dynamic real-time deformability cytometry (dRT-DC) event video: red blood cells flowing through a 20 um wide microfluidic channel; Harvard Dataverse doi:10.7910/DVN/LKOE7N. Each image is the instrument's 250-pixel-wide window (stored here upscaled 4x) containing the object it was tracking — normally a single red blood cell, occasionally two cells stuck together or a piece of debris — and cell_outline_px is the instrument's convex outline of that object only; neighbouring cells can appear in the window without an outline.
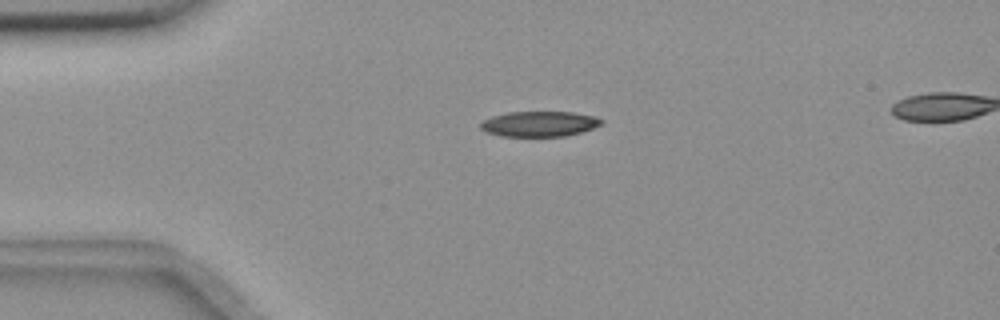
{"species": "common noctule bat (a hibernating species)", "species_latin": "Nyctalus noctula", "temperature_condition": "room temperature", "stored_images_in_passage": 5, "segment_of_instrument_passage": [1, 2], "camera_frame_rate_fps": 3000, "um_per_image_px": 0.085, "animal": {"sex": "female", "body_mass_g": 18.4}, "frame": {"image": 1, "passage_image": 3, "time_ms": 0.667, "image_size_px": [1000, 320], "cell_outline_px": [[604, 124], [580, 132], [564, 136], [500, 136], [488, 132], [480, 128], [480, 124], [484, 120], [492, 116], [508, 112], [572, 112], [596, 116], [604, 120]], "centroid_in_image_um": [45.88, 10.52], "position_along_channel_um": 39.1, "area_um2": 17.8}}